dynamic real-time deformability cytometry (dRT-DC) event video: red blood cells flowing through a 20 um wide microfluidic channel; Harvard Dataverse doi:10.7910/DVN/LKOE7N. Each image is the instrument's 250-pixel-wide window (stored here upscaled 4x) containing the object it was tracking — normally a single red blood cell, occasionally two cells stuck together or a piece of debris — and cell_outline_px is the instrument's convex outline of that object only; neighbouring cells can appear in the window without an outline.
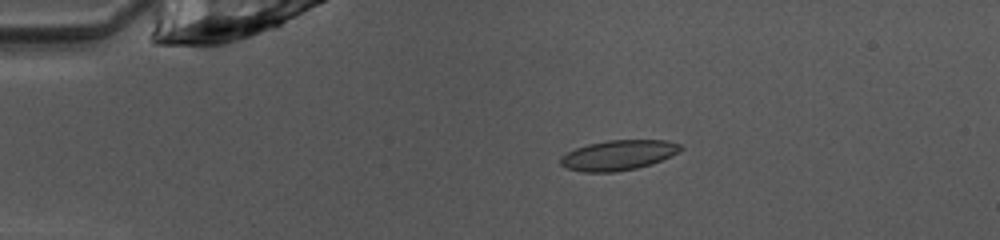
{"species": "common noctule bat (a hibernating species)", "species_latin": "Nyctalus noctula", "temperature_condition": "warm", "stored_images_in_passage": 41, "camera_frame_rate_fps": 3000, "um_per_image_px": 0.085, "animal": {"sex": "female", "body_mass_g": 10.0, "forearm_length_mm": 53.1}, "frame": {"image": 1, "passage_image": 2, "time_ms": 0.333, "image_size_px": [1000, 240], "cell_outline_px": [[684, 148], [652, 164], [636, 168], [616, 172], [584, 172], [568, 168], [560, 164], [560, 156], [576, 148], [588, 144], [608, 140], [668, 140], [680, 144]], "centroid_in_image_um": [52.54, 13.18], "position_along_channel_um": 32.5, "area_um2": 20.87}}
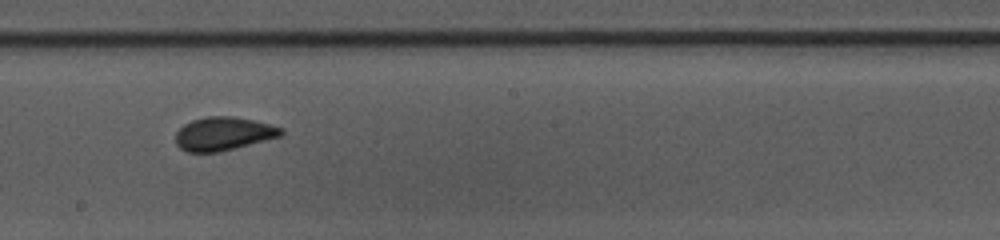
{"frame": {"image": 2, "passage_image": 20, "time_ms": 6.333, "image_size_px": [1000, 240], "cell_outline_px": [[284, 132], [280, 136], [236, 148], [220, 152], [188, 152], [180, 148], [176, 144], [176, 132], [184, 124], [192, 120], [208, 116], [232, 116], [252, 120], [284, 128]], "centroid_in_image_um": [18.98, 11.37], "position_along_channel_um": 229.2, "area_um2": 20.46}}
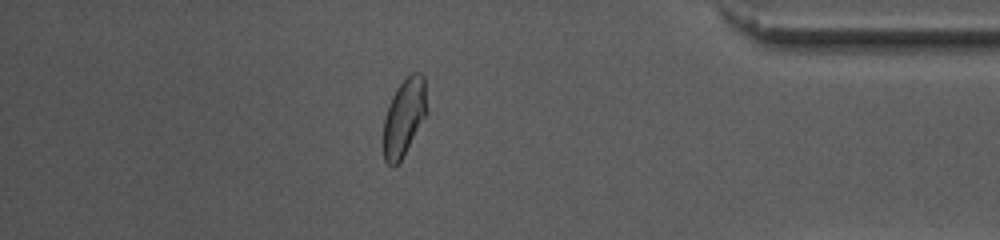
{"frame": {"image": 3, "passage_image": 35, "time_ms": 11.333, "image_size_px": [1000, 240], "cell_outline_px": [[428, 112], [400, 160], [392, 168], [384, 160], [384, 120], [392, 96], [404, 76], [412, 72], [420, 72], [424, 76], [428, 108]], "centroid_in_image_um": [34.37, 9.89], "position_along_channel_um": 400.8, "area_um2": 19.54}, "authors_computed_cell_mechanics": {"area_um2": 20.4612, "velocity_mm_per_s": 4.0256, "shape_relaxation_time_tau1_ms": 3.4663, "shape_relaxation_time_tau2_ms": 0.8482, "deformation_change_tau1": 0.1055, "deformation_change_tau2": 0.0592}}